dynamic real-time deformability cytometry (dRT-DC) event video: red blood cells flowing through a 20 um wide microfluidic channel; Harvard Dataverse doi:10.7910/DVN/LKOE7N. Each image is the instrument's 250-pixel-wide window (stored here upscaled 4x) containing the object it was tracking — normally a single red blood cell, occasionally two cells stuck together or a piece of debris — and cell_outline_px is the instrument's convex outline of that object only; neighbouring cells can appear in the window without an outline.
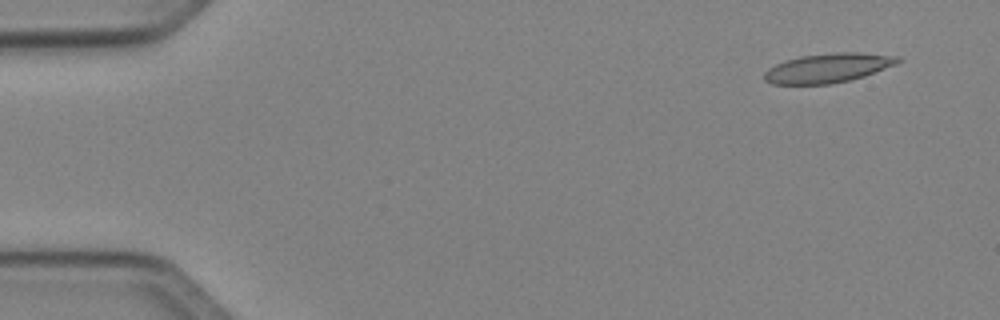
{"species": "Egyptian fruit bat (a non-hibernating species)", "species_latin": "Rousettus aegyptiacus", "temperature_condition": "cold", "stored_images_in_passage": 4, "camera_frame_rate_fps": 3000, "um_per_image_px": 0.085, "animal": {"sex": "female"}, "frame": {"image": 1, "passage_image": 1, "time_ms": 0.0, "image_size_px": [1000, 320], "cell_outline_px": [[904, 60], [896, 64], [864, 76], [832, 84], [772, 84], [764, 80], [764, 72], [768, 68], [784, 60], [800, 56], [836, 52], [860, 52], [900, 56]], "centroid_in_image_um": [70.39, 5.77], "position_along_channel_um": 14.6, "area_um2": 22.95}}
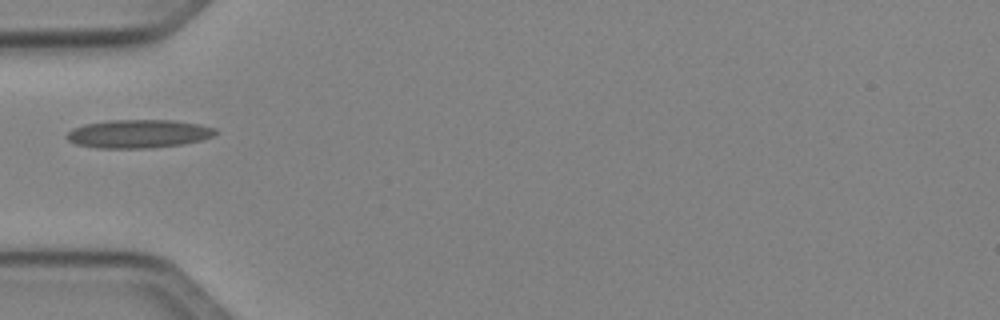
{"frame": {"image": 2, "passage_image": 4, "time_ms": 4.333, "image_size_px": [1000, 320], "cell_outline_px": [[216, 132], [212, 136], [200, 140], [180, 144], [148, 148], [96, 148], [76, 144], [68, 140], [64, 136], [72, 128], [84, 124], [108, 120], [172, 120], [200, 124], [216, 128]], "centroid_in_image_um": [11.72, 11.36], "position_along_channel_um": 73.3, "area_um2": 24.57}}